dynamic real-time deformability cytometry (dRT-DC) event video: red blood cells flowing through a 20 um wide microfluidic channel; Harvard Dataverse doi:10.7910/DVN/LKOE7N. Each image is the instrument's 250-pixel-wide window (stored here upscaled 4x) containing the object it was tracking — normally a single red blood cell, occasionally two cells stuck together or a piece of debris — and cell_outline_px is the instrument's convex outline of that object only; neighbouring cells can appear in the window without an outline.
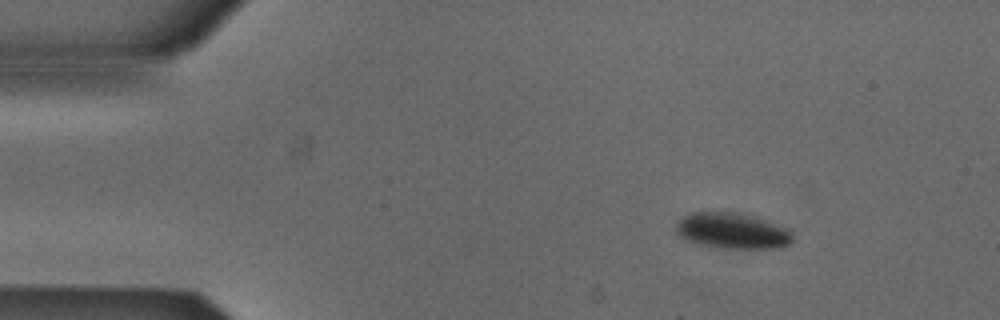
{"species": "Egyptian fruit bat (a non-hibernating species)", "species_latin": "Rousettus aegyptiacus", "temperature_condition": "cold", "stored_images_in_passage": 46, "camera_frame_rate_fps": 3000, "um_per_image_px": 0.085, "animal": {"sex": "male"}, "frame": {"image": 1, "passage_image": 1, "time_ms": 0.0, "image_size_px": [1000, 320], "cell_outline_px": [[792, 244], [780, 248], [720, 248], [696, 244], [684, 240], [676, 232], [676, 220], [692, 212], [740, 212], [788, 228], [792, 232]], "centroid_in_image_um": [62.22, 19.63], "position_along_channel_um": 22.8, "area_um2": 24.68}}
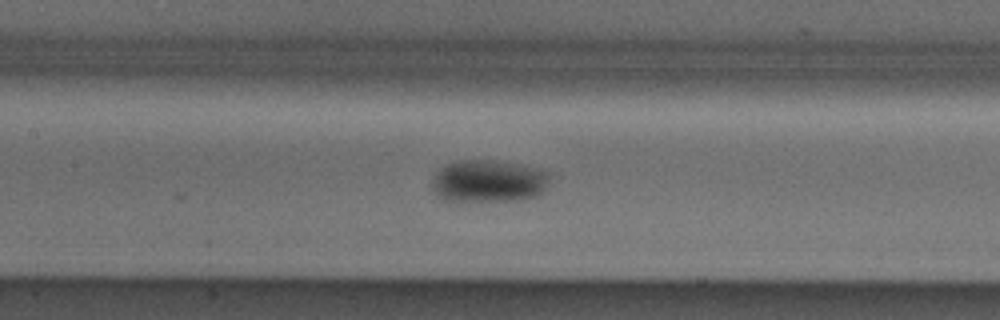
{"frame": {"image": 2, "passage_image": 18, "time_ms": 5.667, "image_size_px": [1000, 320], "cell_outline_px": [[548, 180], [544, 192], [536, 196], [516, 200], [444, 200], [436, 196], [432, 188], [432, 180], [436, 172], [440, 168], [456, 160], [496, 160], [516, 164], [548, 172]], "centroid_in_image_um": [41.48, 15.39], "position_along_channel_um": 165.9, "area_um2": 28.78}}
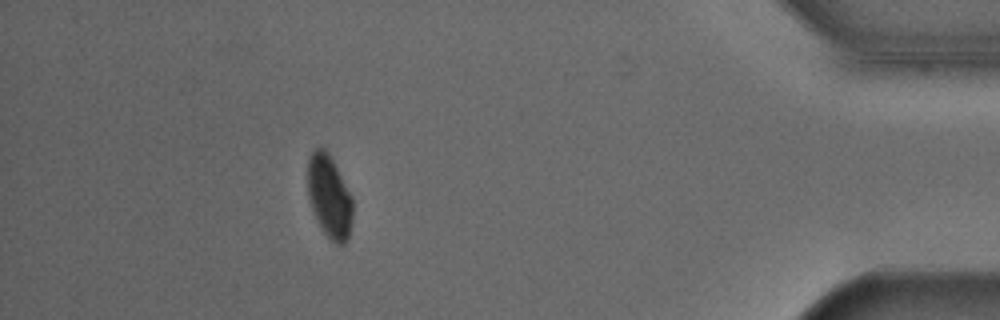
{"frame": {"image": 3, "passage_image": 41, "time_ms": 13.333, "image_size_px": [1000, 320], "cell_outline_px": [[352, 220], [348, 240], [344, 244], [336, 244], [324, 232], [312, 212], [308, 196], [308, 156], [316, 148], [324, 148], [328, 152], [352, 196]], "centroid_in_image_um": [27.99, 16.72], "position_along_channel_um": 407.2, "area_um2": 21.68}, "authors_computed_cell_mechanics": {"area_um2": 25.721, "velocity_mm_per_s": 3.8693, "shape_relaxation_time_tau1_ms": 3.4219, "shape_relaxation_time_tau2_ms": null, "deformation_change_tau1": 0.0682, "deformation_change_tau2": null}}